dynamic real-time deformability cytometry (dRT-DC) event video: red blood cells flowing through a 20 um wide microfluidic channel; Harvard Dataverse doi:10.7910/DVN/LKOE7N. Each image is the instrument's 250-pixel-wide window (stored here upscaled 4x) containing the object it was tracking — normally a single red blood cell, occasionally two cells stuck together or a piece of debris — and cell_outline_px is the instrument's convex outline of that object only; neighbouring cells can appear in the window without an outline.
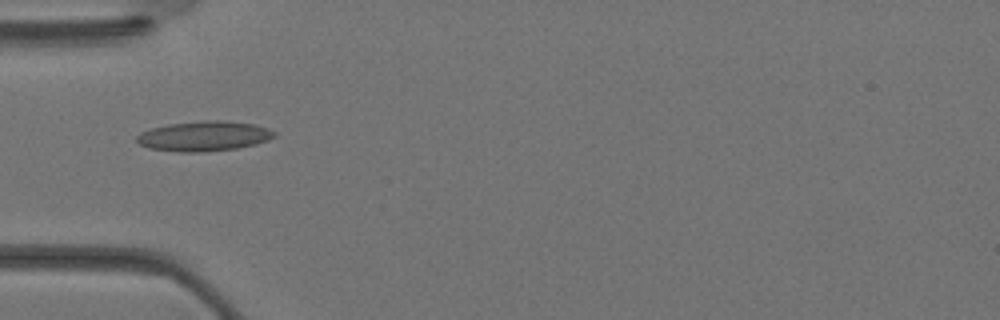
{"species": "Egyptian fruit bat (a non-hibernating species)", "species_latin": "Rousettus aegyptiacus", "temperature_condition": "warm", "stored_images_in_passage": 36, "camera_frame_rate_fps": 3000, "um_per_image_px": 0.085, "animal": {"sex": "female"}, "frame": {"image": 1, "passage_image": 11, "time_ms": 3.333, "image_size_px": [1000, 320], "cell_outline_px": [[276, 136], [268, 140], [256, 144], [236, 148], [204, 152], [180, 152], [148, 148], [140, 144], [136, 140], [136, 136], [140, 132], [152, 128], [168, 124], [204, 120], [224, 120], [256, 124], [268, 128], [276, 132]], "centroid_in_image_um": [17.36, 11.56], "position_along_channel_um": 67.6, "area_um2": 24.22}}
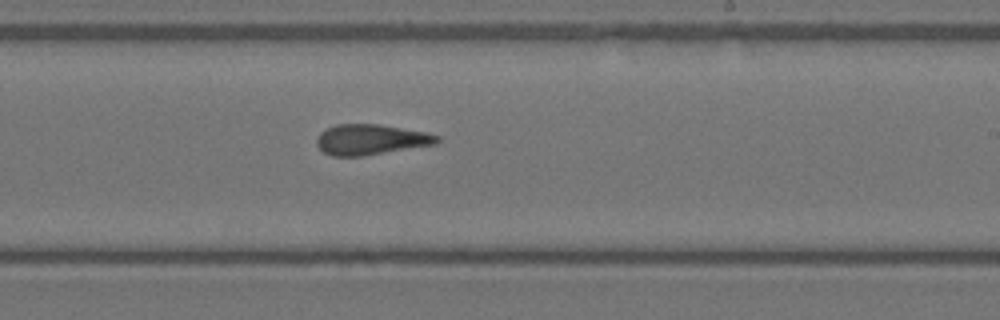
{"frame": {"image": 2, "passage_image": 21, "time_ms": 6.667, "image_size_px": [1000, 320], "cell_outline_px": [[440, 140], [436, 144], [364, 156], [332, 156], [324, 152], [316, 144], [316, 140], [320, 132], [336, 124], [380, 124], [428, 132], [440, 136]], "centroid_in_image_um": [31.54, 11.86], "position_along_channel_um": 257.5, "area_um2": 21.5}}
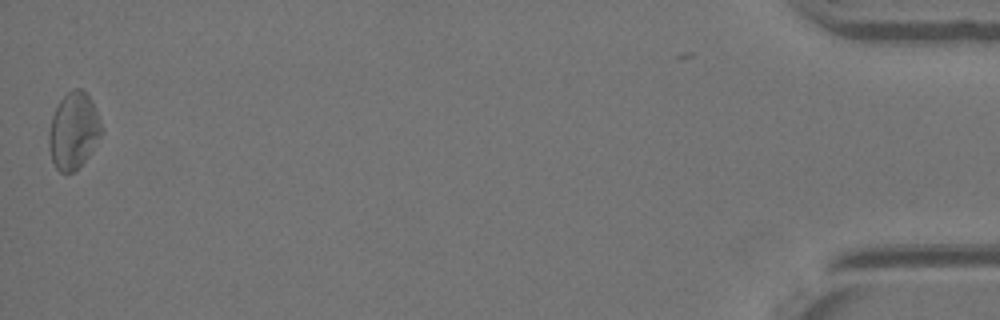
{"frame": {"image": 3, "passage_image": 35, "time_ms": 11.333, "image_size_px": [1000, 320], "cell_outline_px": [[104, 132], [88, 156], [72, 172], [60, 172], [56, 168], [52, 160], [48, 144], [48, 132], [52, 116], [60, 100], [72, 88], [80, 88], [92, 100], [100, 120]], "centroid_in_image_um": [6.25, 11.1], "position_along_channel_um": 428.9, "area_um2": 23.35}}